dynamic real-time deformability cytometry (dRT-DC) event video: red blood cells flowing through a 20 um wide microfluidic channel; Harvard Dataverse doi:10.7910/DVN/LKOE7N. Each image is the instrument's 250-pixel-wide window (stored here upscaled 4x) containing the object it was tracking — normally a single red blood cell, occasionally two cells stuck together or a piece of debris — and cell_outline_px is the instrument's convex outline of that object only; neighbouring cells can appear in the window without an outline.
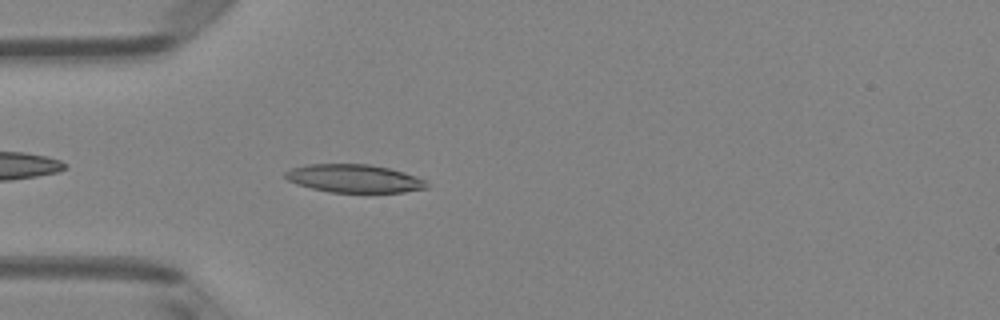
{"species": "Egyptian fruit bat (a non-hibernating species)", "species_latin": "Rousettus aegyptiacus", "temperature_condition": "room temperature", "stored_images_in_passage": 38, "camera_frame_rate_fps": 3000, "um_per_image_px": 0.085, "animal": {"sex": "female"}, "frame": {"image": 1, "passage_image": 3, "time_ms": 0.667, "image_size_px": [1000, 320], "cell_outline_px": [[428, 188], [404, 192], [328, 192], [296, 184], [288, 180], [284, 176], [284, 172], [292, 168], [308, 164], [368, 164], [388, 168], [404, 172], [424, 180], [428, 184]], "centroid_in_image_um": [30.08, 15.17], "position_along_channel_um": 54.9, "area_um2": 23.06}}
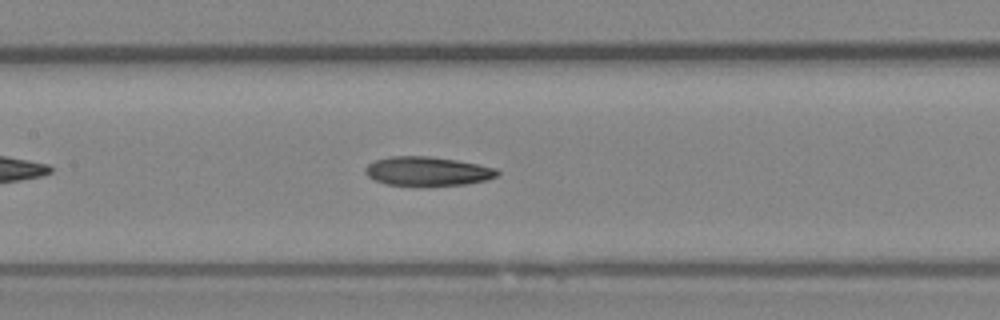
{"frame": {"image": 2, "passage_image": 12, "time_ms": 3.667, "image_size_px": [1000, 320], "cell_outline_px": [[500, 172], [496, 176], [488, 180], [468, 184], [384, 184], [368, 176], [364, 172], [364, 168], [368, 164], [376, 160], [388, 156], [432, 156], [456, 160], [496, 168]], "centroid_in_image_um": [36.33, 14.53], "position_along_channel_um": 171.1, "area_um2": 21.96}}
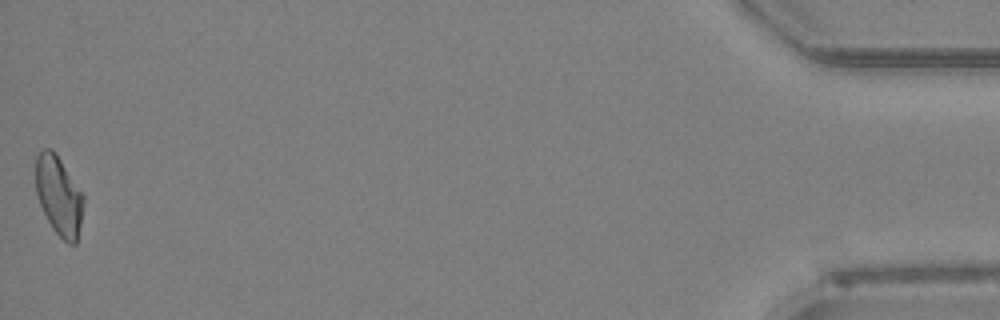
{"frame": {"image": 3, "passage_image": 38, "time_ms": 12.333, "image_size_px": [1000, 320], "cell_outline_px": [[84, 204], [76, 244], [68, 244], [52, 228], [36, 196], [36, 156], [44, 148], [52, 148], [56, 152], [84, 196]], "centroid_in_image_um": [5.0, 16.61], "position_along_channel_um": 430.2, "area_um2": 21.96}, "authors_computed_cell_mechanics": {"area_um2": 22.542, "velocity_mm_per_s": 4.0891, "shape_relaxation_time_tau1_ms": null, "shape_relaxation_time_tau2_ms": 6.4892, "deformation_change_tau1": null, "deformation_change_tau2": 0.175}}